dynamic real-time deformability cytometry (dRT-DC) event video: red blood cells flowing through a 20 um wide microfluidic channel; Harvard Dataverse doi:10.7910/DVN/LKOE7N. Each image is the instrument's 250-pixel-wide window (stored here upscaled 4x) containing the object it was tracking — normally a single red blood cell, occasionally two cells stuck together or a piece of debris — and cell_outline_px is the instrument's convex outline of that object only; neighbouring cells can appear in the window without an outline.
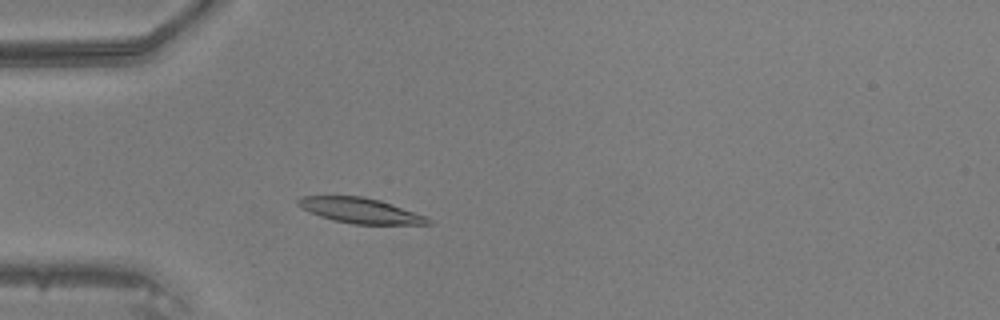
{"species": "common noctule bat (a hibernating species)", "species_latin": "Nyctalus noctula", "temperature_condition": "warm", "stored_images_in_passage": 43, "camera_frame_rate_fps": 3000, "um_per_image_px": 0.085, "animal": {"sex": "male", "body_mass_g": 20.5, "forearm_length_mm": 52.5}, "frame": {"image": 1, "passage_image": 10, "time_ms": 3.0, "image_size_px": [1000, 320], "cell_outline_px": [[432, 224], [352, 224], [332, 220], [320, 216], [296, 204], [296, 200], [300, 196], [364, 196], [380, 200], [392, 204], [424, 216], [432, 220]], "centroid_in_image_um": [30.61, 17.89], "position_along_channel_um": 54.4, "area_um2": 18.96}}
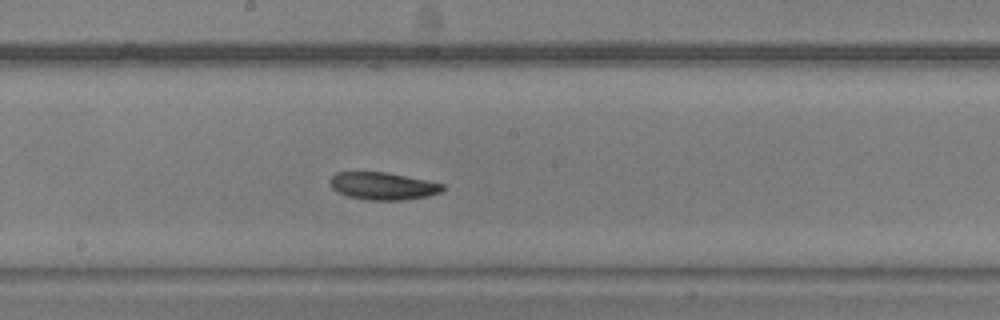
{"frame": {"image": 2, "passage_image": 22, "time_ms": 7.0, "image_size_px": [1000, 320], "cell_outline_px": [[444, 188], [440, 192], [428, 196], [400, 200], [368, 200], [348, 196], [332, 188], [328, 180], [336, 172], [384, 172], [444, 184]], "centroid_in_image_um": [32.51, 15.81], "position_along_channel_um": 215.7, "area_um2": 17.74}}
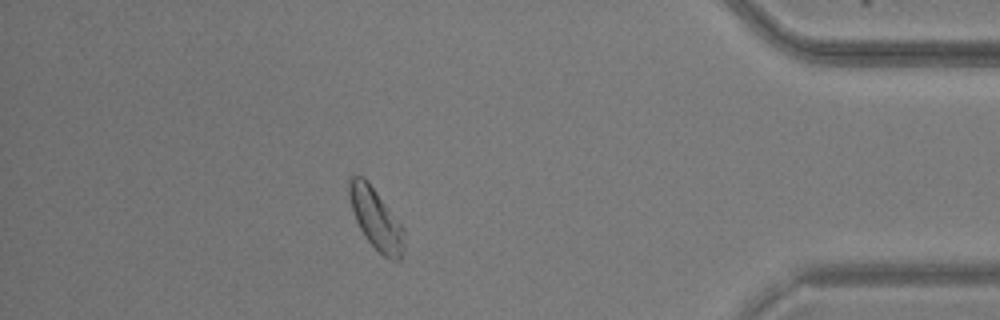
{"frame": {"image": 3, "passage_image": 38, "time_ms": 12.333, "image_size_px": [1000, 320], "cell_outline_px": [[404, 248], [400, 260], [388, 260], [364, 236], [356, 220], [348, 196], [348, 176], [364, 176], [368, 180], [404, 228]], "centroid_in_image_um": [31.95, 18.57], "position_along_channel_um": 403.3, "area_um2": 19.54}}